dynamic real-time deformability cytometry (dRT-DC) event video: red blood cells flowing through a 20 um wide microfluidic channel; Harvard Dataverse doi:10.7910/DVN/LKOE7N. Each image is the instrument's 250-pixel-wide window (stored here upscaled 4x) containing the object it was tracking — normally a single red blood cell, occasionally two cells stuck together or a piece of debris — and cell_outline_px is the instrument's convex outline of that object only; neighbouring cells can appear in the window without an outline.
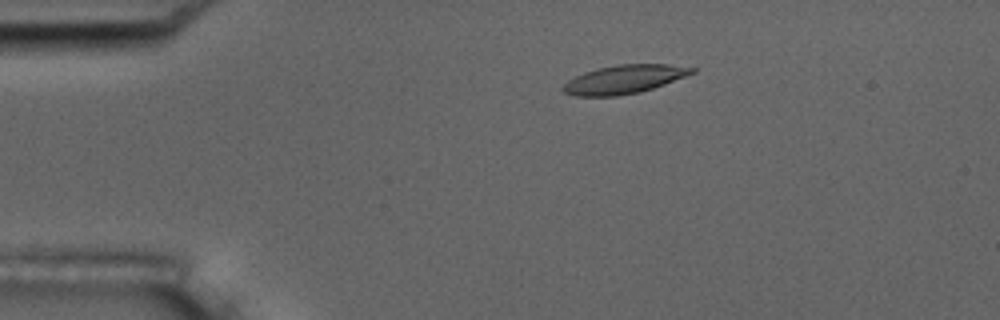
{"species": "common noctule bat (a hibernating species)", "species_latin": "Nyctalus noctula", "temperature_condition": "room temperature", "stored_images_in_passage": 2, "camera_frame_rate_fps": 3000, "um_per_image_px": 0.085, "animal": {"sex": "male", "body_mass_g": 17.5, "forearm_length_mm": 52.3}, "frame": {"image": 1, "passage_image": 1, "time_ms": 0.0, "image_size_px": [1000, 320], "cell_outline_px": [[696, 72], [664, 84], [640, 92], [616, 96], [572, 96], [564, 92], [560, 88], [568, 80], [584, 72], [596, 68], [616, 64], [668, 64], [696, 68]], "centroid_in_image_um": [53.02, 6.74], "position_along_channel_um": 32.0, "area_um2": 21.5}}